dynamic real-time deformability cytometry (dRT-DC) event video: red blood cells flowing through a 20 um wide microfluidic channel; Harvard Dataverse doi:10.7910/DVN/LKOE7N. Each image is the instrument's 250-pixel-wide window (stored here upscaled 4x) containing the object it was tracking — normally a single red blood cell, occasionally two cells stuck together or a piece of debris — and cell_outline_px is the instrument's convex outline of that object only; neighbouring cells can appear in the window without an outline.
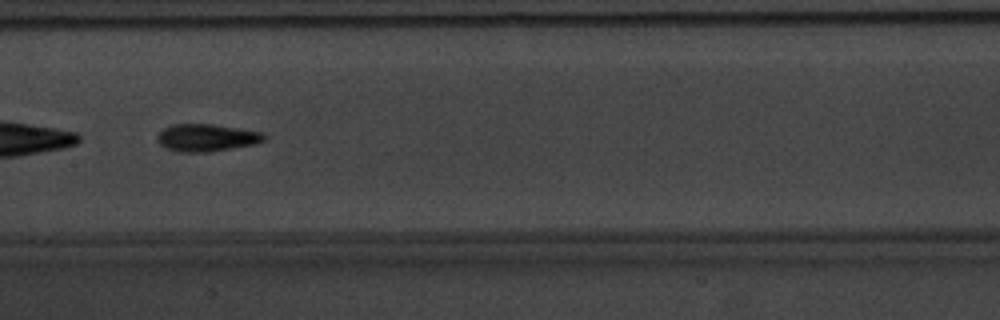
{"species": "common noctule bat (a hibernating species)", "species_latin": "Nyctalus noctula", "temperature_condition": "warm", "stored_images_in_passage": 55, "segment_of_instrument_passage": [2, 2], "camera_frame_rate_fps": 3000, "um_per_image_px": 0.085, "animal": {"sex": "male", "body_mass_g": 20.1, "forearm_length_mm": 53.5}, "frame": {"image": 1, "passage_image": 29, "time_ms": 9.333, "image_size_px": [1000, 320], "cell_outline_px": [[264, 140], [256, 144], [208, 152], [180, 152], [164, 148], [156, 140], [160, 132], [164, 128], [172, 124], [212, 124], [240, 128], [264, 132]], "centroid_in_image_um": [17.55, 11.7], "position_along_channel_um": 189.8, "area_um2": 17.11}}
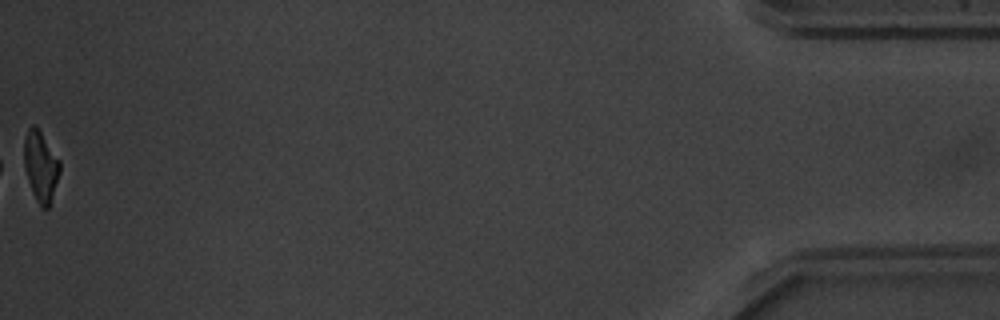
{"frame": {"image": 2, "passage_image": 55, "time_ms": 18.0, "image_size_px": [1000, 320], "cell_outline_px": [[60, 172], [48, 208], [40, 208], [32, 192], [24, 168], [24, 140], [28, 128], [32, 124], [40, 132], [60, 160]], "centroid_in_image_um": [3.45, 14.16], "position_along_channel_um": 431.8, "area_um2": 14.45}}